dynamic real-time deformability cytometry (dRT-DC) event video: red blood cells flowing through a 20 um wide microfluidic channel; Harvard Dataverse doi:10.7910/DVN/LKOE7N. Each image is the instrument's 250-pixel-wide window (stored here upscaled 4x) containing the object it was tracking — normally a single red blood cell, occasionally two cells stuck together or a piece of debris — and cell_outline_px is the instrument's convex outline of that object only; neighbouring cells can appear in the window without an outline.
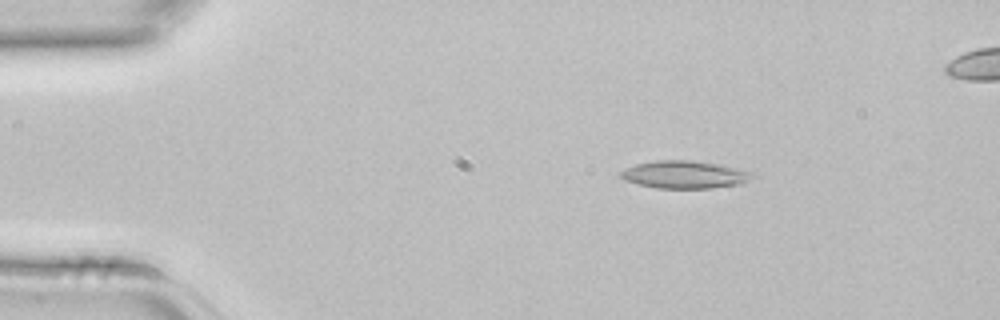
{"species": "common noctule bat (a hibernating species)", "species_latin": "Nyctalus noctula", "temperature_condition": "room temperature", "stored_images_in_passage": 3, "camera_frame_rate_fps": 3000, "um_per_image_px": 0.085, "animal": {"sex": "female", "body_mass_g": 22.7, "forearm_length_mm": 54.2}, "frame": {"image": 1, "passage_image": 1, "time_ms": 0.0, "image_size_px": [1000, 320], "cell_outline_px": [[756, 176], [748, 180], [736, 184], [712, 188], [656, 188], [624, 180], [620, 176], [620, 172], [624, 168], [636, 164], [656, 160], [692, 160], [716, 164], [736, 168], [752, 172]], "centroid_in_image_um": [58.15, 14.83], "position_along_channel_um": 26.8, "area_um2": 20.98}}